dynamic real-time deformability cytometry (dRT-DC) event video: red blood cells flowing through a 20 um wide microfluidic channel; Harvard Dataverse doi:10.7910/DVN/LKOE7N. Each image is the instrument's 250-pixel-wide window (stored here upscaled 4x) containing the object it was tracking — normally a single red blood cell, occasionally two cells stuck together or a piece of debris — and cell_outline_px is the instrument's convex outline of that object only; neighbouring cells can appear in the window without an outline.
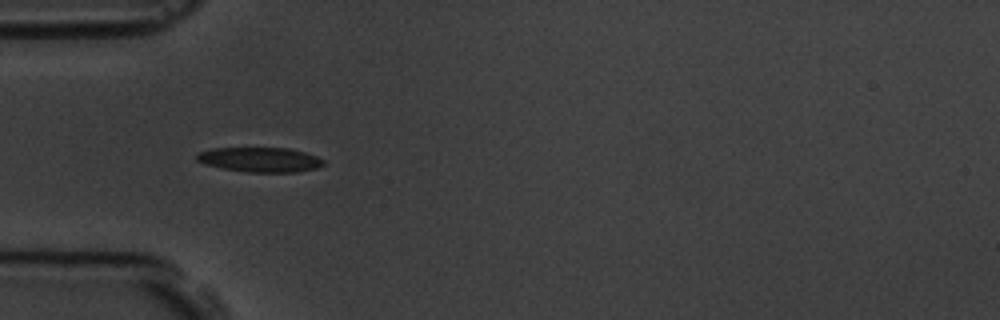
{"species": "common noctule bat (a hibernating species)", "species_latin": "Nyctalus noctula", "temperature_condition": "room temperature", "stored_images_in_passage": 5, "camera_frame_rate_fps": 3000, "um_per_image_px": 0.085, "animal": {"sex": "male", "body_mass_g": 19.5, "forearm_length_mm": 54.6}, "frame": {"image": 1, "passage_image": 4, "time_ms": 3.667, "image_size_px": [1000, 320], "cell_outline_px": [[324, 164], [316, 168], [296, 172], [248, 172], [224, 168], [204, 164], [196, 160], [196, 152], [212, 148], [288, 148], [304, 152], [316, 156], [324, 160]], "centroid_in_image_um": [22.07, 13.56], "position_along_channel_um": 62.9, "area_um2": 18.21}}
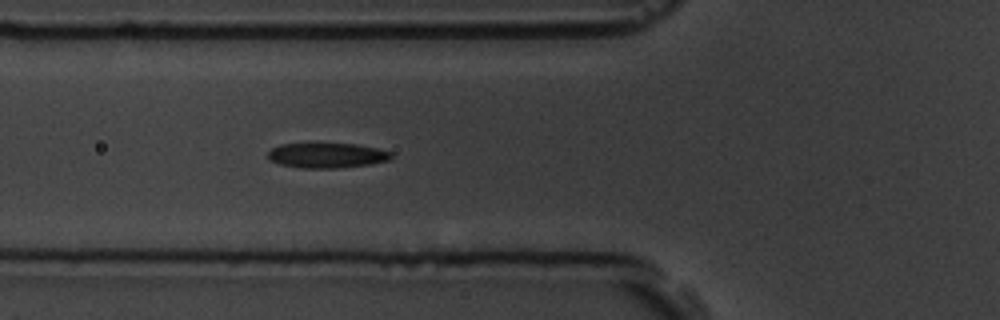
{"frame": {"image": 2, "passage_image": 5, "time_ms": 4.667, "image_size_px": [1000, 320], "cell_outline_px": [[392, 156], [388, 160], [372, 164], [336, 168], [300, 168], [280, 164], [268, 160], [268, 152], [272, 148], [280, 144], [356, 144], [380, 148], [392, 152]], "centroid_in_image_um": [27.8, 13.21], "position_along_channel_um": 98.0, "area_um2": 18.03}}